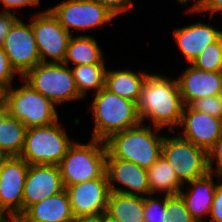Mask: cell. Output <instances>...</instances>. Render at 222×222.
I'll use <instances>...</instances> for the list:
<instances>
[{
	"label": "cell",
	"instance_id": "52a82bcc",
	"mask_svg": "<svg viewBox=\"0 0 222 222\" xmlns=\"http://www.w3.org/2000/svg\"><path fill=\"white\" fill-rule=\"evenodd\" d=\"M5 103L10 116L26 127L45 126L58 121L55 104L26 82L18 89H6Z\"/></svg>",
	"mask_w": 222,
	"mask_h": 222
},
{
	"label": "cell",
	"instance_id": "484cf974",
	"mask_svg": "<svg viewBox=\"0 0 222 222\" xmlns=\"http://www.w3.org/2000/svg\"><path fill=\"white\" fill-rule=\"evenodd\" d=\"M73 78L79 94L84 97L88 89H94L98 93L105 87L106 67L105 64H86L74 66Z\"/></svg>",
	"mask_w": 222,
	"mask_h": 222
},
{
	"label": "cell",
	"instance_id": "3957f363",
	"mask_svg": "<svg viewBox=\"0 0 222 222\" xmlns=\"http://www.w3.org/2000/svg\"><path fill=\"white\" fill-rule=\"evenodd\" d=\"M95 119L92 139L107 140L111 135L137 126L141 121L134 101L102 88L91 104Z\"/></svg>",
	"mask_w": 222,
	"mask_h": 222
},
{
	"label": "cell",
	"instance_id": "6da1fadb",
	"mask_svg": "<svg viewBox=\"0 0 222 222\" xmlns=\"http://www.w3.org/2000/svg\"><path fill=\"white\" fill-rule=\"evenodd\" d=\"M136 106L141 123L149 118L154 125L152 127H168L169 131H174L173 128L180 125L184 108L177 80L148 74Z\"/></svg>",
	"mask_w": 222,
	"mask_h": 222
},
{
	"label": "cell",
	"instance_id": "44dd1931",
	"mask_svg": "<svg viewBox=\"0 0 222 222\" xmlns=\"http://www.w3.org/2000/svg\"><path fill=\"white\" fill-rule=\"evenodd\" d=\"M148 73H135L132 70L106 72L105 88L120 97L134 101L139 99L142 83Z\"/></svg>",
	"mask_w": 222,
	"mask_h": 222
},
{
	"label": "cell",
	"instance_id": "ba28073f",
	"mask_svg": "<svg viewBox=\"0 0 222 222\" xmlns=\"http://www.w3.org/2000/svg\"><path fill=\"white\" fill-rule=\"evenodd\" d=\"M162 157L170 164L183 185L209 172L207 151L179 135L173 138L164 137Z\"/></svg>",
	"mask_w": 222,
	"mask_h": 222
},
{
	"label": "cell",
	"instance_id": "cb8c5ba5",
	"mask_svg": "<svg viewBox=\"0 0 222 222\" xmlns=\"http://www.w3.org/2000/svg\"><path fill=\"white\" fill-rule=\"evenodd\" d=\"M151 196L157 191L164 192L166 196L179 195L183 184L179 181L173 168L161 156L147 169Z\"/></svg>",
	"mask_w": 222,
	"mask_h": 222
},
{
	"label": "cell",
	"instance_id": "e0dca14e",
	"mask_svg": "<svg viewBox=\"0 0 222 222\" xmlns=\"http://www.w3.org/2000/svg\"><path fill=\"white\" fill-rule=\"evenodd\" d=\"M176 80L184 105L222 94V72L205 71L191 65Z\"/></svg>",
	"mask_w": 222,
	"mask_h": 222
},
{
	"label": "cell",
	"instance_id": "ab89813d",
	"mask_svg": "<svg viewBox=\"0 0 222 222\" xmlns=\"http://www.w3.org/2000/svg\"><path fill=\"white\" fill-rule=\"evenodd\" d=\"M104 222H122L118 218L111 216L106 210L104 211Z\"/></svg>",
	"mask_w": 222,
	"mask_h": 222
},
{
	"label": "cell",
	"instance_id": "7402d4cb",
	"mask_svg": "<svg viewBox=\"0 0 222 222\" xmlns=\"http://www.w3.org/2000/svg\"><path fill=\"white\" fill-rule=\"evenodd\" d=\"M106 211L122 222H144V197L110 192Z\"/></svg>",
	"mask_w": 222,
	"mask_h": 222
},
{
	"label": "cell",
	"instance_id": "74e56055",
	"mask_svg": "<svg viewBox=\"0 0 222 222\" xmlns=\"http://www.w3.org/2000/svg\"><path fill=\"white\" fill-rule=\"evenodd\" d=\"M73 222H104V212L75 217Z\"/></svg>",
	"mask_w": 222,
	"mask_h": 222
},
{
	"label": "cell",
	"instance_id": "5b68a950",
	"mask_svg": "<svg viewBox=\"0 0 222 222\" xmlns=\"http://www.w3.org/2000/svg\"><path fill=\"white\" fill-rule=\"evenodd\" d=\"M58 122L26 130L20 157L29 165H58L66 155L73 142Z\"/></svg>",
	"mask_w": 222,
	"mask_h": 222
},
{
	"label": "cell",
	"instance_id": "d6a6232c",
	"mask_svg": "<svg viewBox=\"0 0 222 222\" xmlns=\"http://www.w3.org/2000/svg\"><path fill=\"white\" fill-rule=\"evenodd\" d=\"M205 12L211 11L210 17H213L214 13L222 12V0H197L196 3L193 4L191 9L189 8L187 12Z\"/></svg>",
	"mask_w": 222,
	"mask_h": 222
},
{
	"label": "cell",
	"instance_id": "4316f807",
	"mask_svg": "<svg viewBox=\"0 0 222 222\" xmlns=\"http://www.w3.org/2000/svg\"><path fill=\"white\" fill-rule=\"evenodd\" d=\"M191 65L205 71L222 72V36L208 45Z\"/></svg>",
	"mask_w": 222,
	"mask_h": 222
},
{
	"label": "cell",
	"instance_id": "b9f144b4",
	"mask_svg": "<svg viewBox=\"0 0 222 222\" xmlns=\"http://www.w3.org/2000/svg\"><path fill=\"white\" fill-rule=\"evenodd\" d=\"M6 88L0 84V104L5 103Z\"/></svg>",
	"mask_w": 222,
	"mask_h": 222
},
{
	"label": "cell",
	"instance_id": "7a4b0ae2",
	"mask_svg": "<svg viewBox=\"0 0 222 222\" xmlns=\"http://www.w3.org/2000/svg\"><path fill=\"white\" fill-rule=\"evenodd\" d=\"M137 126L111 135L105 140L106 158L133 162L142 168H150L162 156L163 136L157 133L160 128ZM157 132V133H156Z\"/></svg>",
	"mask_w": 222,
	"mask_h": 222
},
{
	"label": "cell",
	"instance_id": "8d00e7d4",
	"mask_svg": "<svg viewBox=\"0 0 222 222\" xmlns=\"http://www.w3.org/2000/svg\"><path fill=\"white\" fill-rule=\"evenodd\" d=\"M4 4L2 12L11 13L10 9H15L23 6H38L40 0H0Z\"/></svg>",
	"mask_w": 222,
	"mask_h": 222
},
{
	"label": "cell",
	"instance_id": "d4e9b609",
	"mask_svg": "<svg viewBox=\"0 0 222 222\" xmlns=\"http://www.w3.org/2000/svg\"><path fill=\"white\" fill-rule=\"evenodd\" d=\"M27 127L15 117L8 115L0 125V155L2 157L20 156Z\"/></svg>",
	"mask_w": 222,
	"mask_h": 222
},
{
	"label": "cell",
	"instance_id": "603a6c76",
	"mask_svg": "<svg viewBox=\"0 0 222 222\" xmlns=\"http://www.w3.org/2000/svg\"><path fill=\"white\" fill-rule=\"evenodd\" d=\"M102 50L92 36H71L63 63L67 66L72 61L75 66L86 64H105Z\"/></svg>",
	"mask_w": 222,
	"mask_h": 222
},
{
	"label": "cell",
	"instance_id": "7c38bea8",
	"mask_svg": "<svg viewBox=\"0 0 222 222\" xmlns=\"http://www.w3.org/2000/svg\"><path fill=\"white\" fill-rule=\"evenodd\" d=\"M2 47L12 67L21 77L41 63L31 23L25 24L18 19L12 25Z\"/></svg>",
	"mask_w": 222,
	"mask_h": 222
},
{
	"label": "cell",
	"instance_id": "1f68e13d",
	"mask_svg": "<svg viewBox=\"0 0 222 222\" xmlns=\"http://www.w3.org/2000/svg\"><path fill=\"white\" fill-rule=\"evenodd\" d=\"M208 155V171L213 174L212 160H216L215 172L218 177H222V133L215 141L214 145L207 152ZM222 179V178H221Z\"/></svg>",
	"mask_w": 222,
	"mask_h": 222
},
{
	"label": "cell",
	"instance_id": "9c48e42d",
	"mask_svg": "<svg viewBox=\"0 0 222 222\" xmlns=\"http://www.w3.org/2000/svg\"><path fill=\"white\" fill-rule=\"evenodd\" d=\"M28 169L29 164L20 156L2 157L0 160V211L7 218L23 214Z\"/></svg>",
	"mask_w": 222,
	"mask_h": 222
},
{
	"label": "cell",
	"instance_id": "7bdbcfd3",
	"mask_svg": "<svg viewBox=\"0 0 222 222\" xmlns=\"http://www.w3.org/2000/svg\"><path fill=\"white\" fill-rule=\"evenodd\" d=\"M0 222H7L6 216L0 211Z\"/></svg>",
	"mask_w": 222,
	"mask_h": 222
},
{
	"label": "cell",
	"instance_id": "ee69618b",
	"mask_svg": "<svg viewBox=\"0 0 222 222\" xmlns=\"http://www.w3.org/2000/svg\"><path fill=\"white\" fill-rule=\"evenodd\" d=\"M182 5H186L188 3V0H177Z\"/></svg>",
	"mask_w": 222,
	"mask_h": 222
},
{
	"label": "cell",
	"instance_id": "277c9868",
	"mask_svg": "<svg viewBox=\"0 0 222 222\" xmlns=\"http://www.w3.org/2000/svg\"><path fill=\"white\" fill-rule=\"evenodd\" d=\"M106 156L105 141L73 143L58 164L64 187L100 178L106 172Z\"/></svg>",
	"mask_w": 222,
	"mask_h": 222
},
{
	"label": "cell",
	"instance_id": "4fadbf2b",
	"mask_svg": "<svg viewBox=\"0 0 222 222\" xmlns=\"http://www.w3.org/2000/svg\"><path fill=\"white\" fill-rule=\"evenodd\" d=\"M74 217L99 214L107 209L110 193L106 172L100 177L65 188Z\"/></svg>",
	"mask_w": 222,
	"mask_h": 222
},
{
	"label": "cell",
	"instance_id": "d6986e66",
	"mask_svg": "<svg viewBox=\"0 0 222 222\" xmlns=\"http://www.w3.org/2000/svg\"><path fill=\"white\" fill-rule=\"evenodd\" d=\"M21 216L28 222H65L75 218L66 189L33 204Z\"/></svg>",
	"mask_w": 222,
	"mask_h": 222
},
{
	"label": "cell",
	"instance_id": "30bf717a",
	"mask_svg": "<svg viewBox=\"0 0 222 222\" xmlns=\"http://www.w3.org/2000/svg\"><path fill=\"white\" fill-rule=\"evenodd\" d=\"M31 26L42 63H63L71 33L66 31L48 9L33 16ZM47 57L52 60L47 61Z\"/></svg>",
	"mask_w": 222,
	"mask_h": 222
},
{
	"label": "cell",
	"instance_id": "83f0119b",
	"mask_svg": "<svg viewBox=\"0 0 222 222\" xmlns=\"http://www.w3.org/2000/svg\"><path fill=\"white\" fill-rule=\"evenodd\" d=\"M162 199V201H161ZM160 200L151 196L144 197V222H167L170 215L166 212V195Z\"/></svg>",
	"mask_w": 222,
	"mask_h": 222
},
{
	"label": "cell",
	"instance_id": "4dcf8cb0",
	"mask_svg": "<svg viewBox=\"0 0 222 222\" xmlns=\"http://www.w3.org/2000/svg\"><path fill=\"white\" fill-rule=\"evenodd\" d=\"M15 74H18L12 67L4 48L0 46V84L6 89L12 85Z\"/></svg>",
	"mask_w": 222,
	"mask_h": 222
},
{
	"label": "cell",
	"instance_id": "d590c367",
	"mask_svg": "<svg viewBox=\"0 0 222 222\" xmlns=\"http://www.w3.org/2000/svg\"><path fill=\"white\" fill-rule=\"evenodd\" d=\"M19 18L11 13L2 12L0 13V46H2L4 39L8 35L12 25L18 20Z\"/></svg>",
	"mask_w": 222,
	"mask_h": 222
},
{
	"label": "cell",
	"instance_id": "9a60e30c",
	"mask_svg": "<svg viewBox=\"0 0 222 222\" xmlns=\"http://www.w3.org/2000/svg\"><path fill=\"white\" fill-rule=\"evenodd\" d=\"M106 175L110 192L141 197L151 195L147 169L142 168L133 162L115 158H106ZM114 182L121 183L122 186L127 188H118L114 186Z\"/></svg>",
	"mask_w": 222,
	"mask_h": 222
},
{
	"label": "cell",
	"instance_id": "f1b7e54d",
	"mask_svg": "<svg viewBox=\"0 0 222 222\" xmlns=\"http://www.w3.org/2000/svg\"><path fill=\"white\" fill-rule=\"evenodd\" d=\"M165 207L166 212L170 215L167 222H196L180 195L166 196Z\"/></svg>",
	"mask_w": 222,
	"mask_h": 222
},
{
	"label": "cell",
	"instance_id": "8992f818",
	"mask_svg": "<svg viewBox=\"0 0 222 222\" xmlns=\"http://www.w3.org/2000/svg\"><path fill=\"white\" fill-rule=\"evenodd\" d=\"M22 80L57 105L83 98L77 90L71 68L64 63H38Z\"/></svg>",
	"mask_w": 222,
	"mask_h": 222
},
{
	"label": "cell",
	"instance_id": "836d02e7",
	"mask_svg": "<svg viewBox=\"0 0 222 222\" xmlns=\"http://www.w3.org/2000/svg\"><path fill=\"white\" fill-rule=\"evenodd\" d=\"M100 5L106 7L111 13H113L116 17L121 12L129 9V7L134 6L132 0H92Z\"/></svg>",
	"mask_w": 222,
	"mask_h": 222
},
{
	"label": "cell",
	"instance_id": "60d3db41",
	"mask_svg": "<svg viewBox=\"0 0 222 222\" xmlns=\"http://www.w3.org/2000/svg\"><path fill=\"white\" fill-rule=\"evenodd\" d=\"M7 222H28L21 215L12 216L7 218Z\"/></svg>",
	"mask_w": 222,
	"mask_h": 222
},
{
	"label": "cell",
	"instance_id": "2e32d148",
	"mask_svg": "<svg viewBox=\"0 0 222 222\" xmlns=\"http://www.w3.org/2000/svg\"><path fill=\"white\" fill-rule=\"evenodd\" d=\"M179 127H184L181 138L208 152L222 133V119L184 105Z\"/></svg>",
	"mask_w": 222,
	"mask_h": 222
},
{
	"label": "cell",
	"instance_id": "f546056e",
	"mask_svg": "<svg viewBox=\"0 0 222 222\" xmlns=\"http://www.w3.org/2000/svg\"><path fill=\"white\" fill-rule=\"evenodd\" d=\"M189 106L196 111L222 119V94L194 100Z\"/></svg>",
	"mask_w": 222,
	"mask_h": 222
},
{
	"label": "cell",
	"instance_id": "5bb4252c",
	"mask_svg": "<svg viewBox=\"0 0 222 222\" xmlns=\"http://www.w3.org/2000/svg\"><path fill=\"white\" fill-rule=\"evenodd\" d=\"M64 189L58 165H29L23 192V213L33 204Z\"/></svg>",
	"mask_w": 222,
	"mask_h": 222
},
{
	"label": "cell",
	"instance_id": "ffe728a7",
	"mask_svg": "<svg viewBox=\"0 0 222 222\" xmlns=\"http://www.w3.org/2000/svg\"><path fill=\"white\" fill-rule=\"evenodd\" d=\"M212 176V173L208 172L206 175L188 182L193 187L189 193H185L183 190L179 192L187 210L196 222H203V215L206 218L210 214L215 189L218 185V183L214 184Z\"/></svg>",
	"mask_w": 222,
	"mask_h": 222
},
{
	"label": "cell",
	"instance_id": "ac0fdd59",
	"mask_svg": "<svg viewBox=\"0 0 222 222\" xmlns=\"http://www.w3.org/2000/svg\"><path fill=\"white\" fill-rule=\"evenodd\" d=\"M173 31L174 39L180 51L190 64L208 45L216 42L222 36V31L201 22Z\"/></svg>",
	"mask_w": 222,
	"mask_h": 222
},
{
	"label": "cell",
	"instance_id": "8fae6325",
	"mask_svg": "<svg viewBox=\"0 0 222 222\" xmlns=\"http://www.w3.org/2000/svg\"><path fill=\"white\" fill-rule=\"evenodd\" d=\"M49 10L69 33L71 27L87 30L116 18L106 7L92 0H64Z\"/></svg>",
	"mask_w": 222,
	"mask_h": 222
},
{
	"label": "cell",
	"instance_id": "e575fe53",
	"mask_svg": "<svg viewBox=\"0 0 222 222\" xmlns=\"http://www.w3.org/2000/svg\"><path fill=\"white\" fill-rule=\"evenodd\" d=\"M211 222H222V182H218L210 211Z\"/></svg>",
	"mask_w": 222,
	"mask_h": 222
},
{
	"label": "cell",
	"instance_id": "f35d334b",
	"mask_svg": "<svg viewBox=\"0 0 222 222\" xmlns=\"http://www.w3.org/2000/svg\"><path fill=\"white\" fill-rule=\"evenodd\" d=\"M8 115L9 113L6 103L0 104V125Z\"/></svg>",
	"mask_w": 222,
	"mask_h": 222
}]
</instances>
